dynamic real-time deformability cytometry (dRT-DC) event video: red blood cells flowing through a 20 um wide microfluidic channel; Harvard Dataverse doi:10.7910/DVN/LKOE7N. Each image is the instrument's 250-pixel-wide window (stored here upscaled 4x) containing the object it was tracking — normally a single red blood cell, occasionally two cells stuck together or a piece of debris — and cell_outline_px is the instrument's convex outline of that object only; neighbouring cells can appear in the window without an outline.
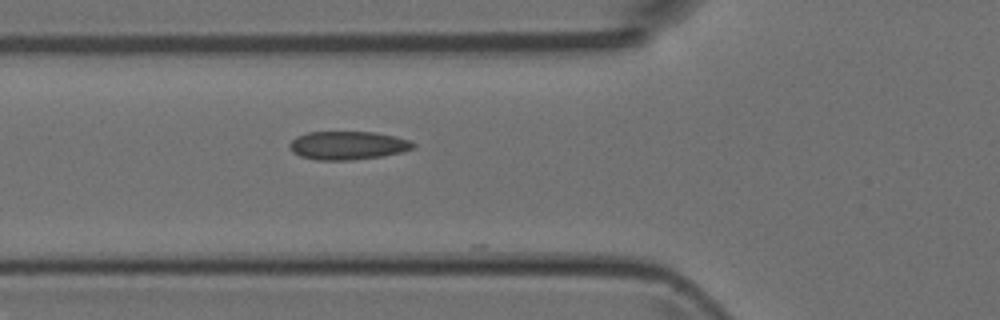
{"species": "Egyptian fruit bat (a non-hibernating species)", "species_latin": "Rousettus aegyptiacus", "temperature_condition": "room temperature", "stored_images_in_passage": 3, "segment_of_instrument_passage": [1, 2], "camera_frame_rate_fps": 3000, "um_per_image_px": 0.085, "animal": {"sex": "female"}, "frame": {"image": 1, "passage_image": 2, "time_ms": 1.0, "image_size_px": [1000, 320], "cell_outline_px": [[416, 148], [400, 152], [380, 156], [352, 160], [316, 160], [300, 156], [292, 152], [288, 148], [288, 144], [296, 136], [308, 132], [376, 132], [396, 136], [412, 140], [416, 144]], "centroid_in_image_um": [29.56, 12.35], "position_along_channel_um": 96.2, "area_um2": 20.69}}